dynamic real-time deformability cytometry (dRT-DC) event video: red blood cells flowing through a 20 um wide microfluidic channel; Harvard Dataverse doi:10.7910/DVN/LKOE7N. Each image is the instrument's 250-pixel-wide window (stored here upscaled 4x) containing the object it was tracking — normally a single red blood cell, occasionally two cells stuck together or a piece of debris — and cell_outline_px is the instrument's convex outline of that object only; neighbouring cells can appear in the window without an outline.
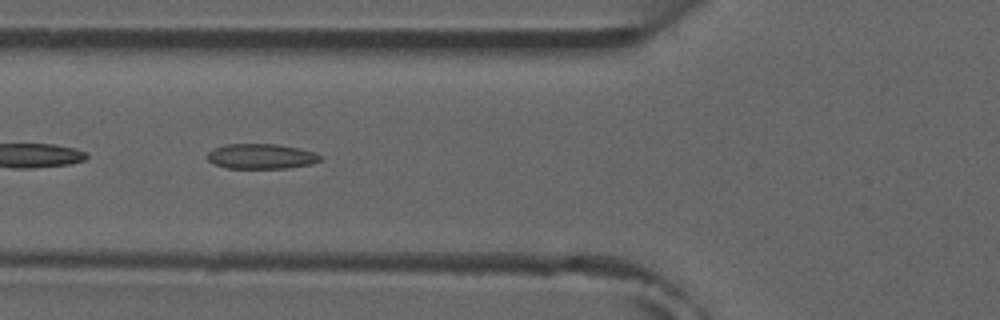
{"species": "common noctule bat (a hibernating species)", "species_latin": "Nyctalus noctula", "temperature_condition": "room temperature", "stored_images_in_passage": 7, "camera_frame_rate_fps": 3000, "um_per_image_px": 0.085, "animal": {"sex": "male", "forearm_length_mm": 52.5}, "frame": {"image": 1, "passage_image": 5, "time_ms": 4.333, "image_size_px": [1000, 320], "cell_outline_px": [[320, 160], [312, 164], [288, 168], [224, 168], [212, 164], [208, 160], [208, 152], [212, 148], [224, 144], [276, 144], [296, 148], [312, 152], [320, 156]], "centroid_in_image_um": [22.12, 13.29], "position_along_channel_um": 103.7, "area_um2": 16.47}}
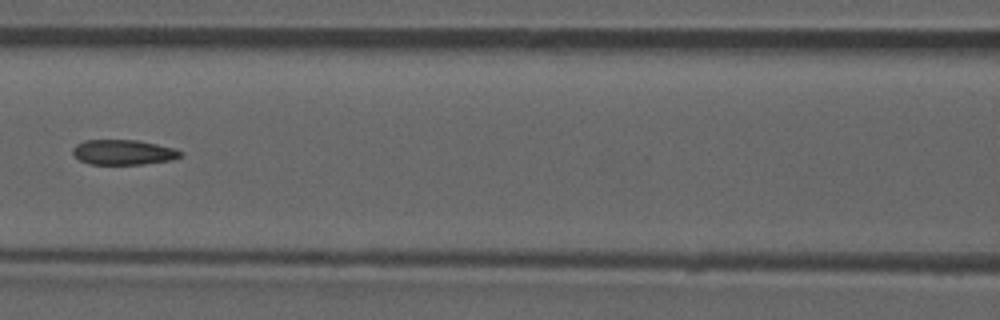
{"frame": {"image": 2, "passage_image": 6, "time_ms": 5.667, "image_size_px": [1000, 320], "cell_outline_px": [[184, 156], [172, 160], [144, 164], [88, 164], [80, 160], [72, 152], [72, 148], [76, 144], [84, 140], [140, 140], [176, 148], [184, 152]], "centroid_in_image_um": [10.54, 12.93], "position_along_channel_um": 156.1, "area_um2": 16.01}}